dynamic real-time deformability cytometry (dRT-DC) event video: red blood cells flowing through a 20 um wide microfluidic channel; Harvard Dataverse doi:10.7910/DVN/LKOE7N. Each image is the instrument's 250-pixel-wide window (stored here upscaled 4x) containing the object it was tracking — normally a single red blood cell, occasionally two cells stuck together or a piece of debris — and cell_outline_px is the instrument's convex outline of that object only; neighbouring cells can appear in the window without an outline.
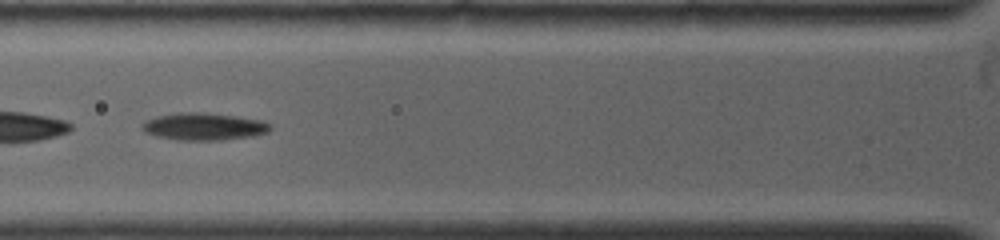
{"species": "common noctule bat (a hibernating species)", "species_latin": "Nyctalus noctula", "temperature_condition": "warm", "stored_images_in_passage": 27, "camera_frame_rate_fps": 4500, "um_per_image_px": 0.085, "animal": {"sex": "female", "body_mass_g": 19.0, "forearm_length_mm": 53.3}, "frame": {"image": 1, "passage_image": 5, "time_ms": 1.778, "image_size_px": [1000, 240], "cell_outline_px": [[272, 128], [268, 132], [252, 136], [224, 140], [176, 140], [156, 136], [148, 132], [144, 128], [144, 124], [148, 120], [156, 116], [180, 112], [232, 116], [256, 120], [268, 124]], "centroid_in_image_um": [17.33, 10.78], "position_along_channel_um": 108.5, "area_um2": 19.54}}
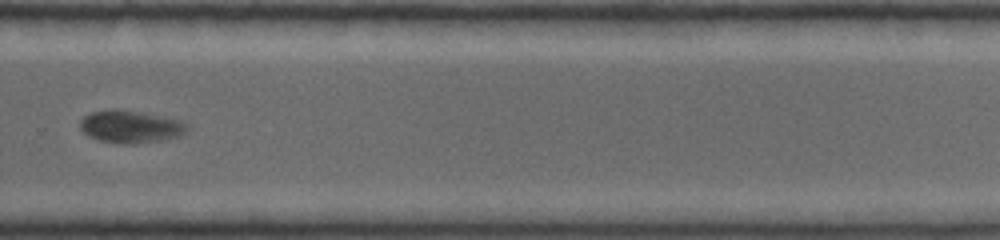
{"frame": {"image": 2, "passage_image": 16, "time_ms": 7.333, "image_size_px": [1000, 240], "cell_outline_px": [[184, 128], [176, 136], [160, 140], [136, 144], [120, 144], [100, 140], [84, 132], [80, 128], [80, 120], [84, 116], [92, 112], [112, 108], [120, 108], [172, 120], [184, 124]], "centroid_in_image_um": [10.92, 10.76], "position_along_channel_um": 318.9, "area_um2": 19.31}}